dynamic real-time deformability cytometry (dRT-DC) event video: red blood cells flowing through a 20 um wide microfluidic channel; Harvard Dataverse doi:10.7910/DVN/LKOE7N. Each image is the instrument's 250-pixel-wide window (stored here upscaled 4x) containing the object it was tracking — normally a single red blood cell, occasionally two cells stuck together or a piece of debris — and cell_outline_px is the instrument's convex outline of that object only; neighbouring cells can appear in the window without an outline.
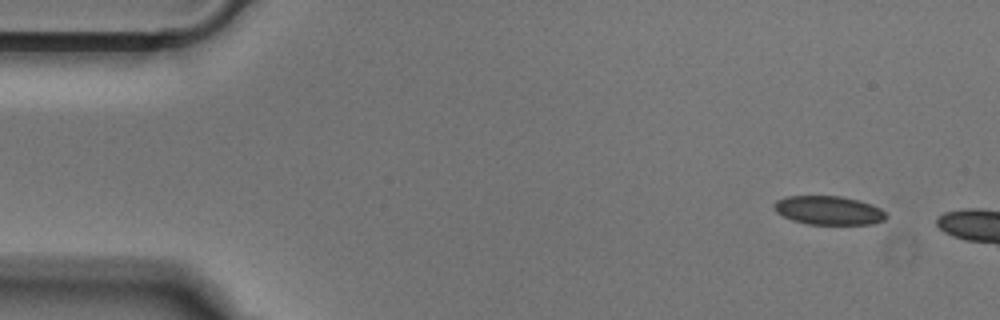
{"species": "Egyptian fruit bat (a non-hibernating species)", "species_latin": "Rousettus aegyptiacus", "temperature_condition": "cold", "stored_images_in_passage": 9, "camera_frame_rate_fps": 3000, "um_per_image_px": 0.085, "animal": {"sex": "male"}, "frame": {"image": 1, "passage_image": 1, "time_ms": 0.0, "image_size_px": [1000, 320], "cell_outline_px": [[888, 216], [884, 220], [872, 224], [808, 224], [792, 220], [776, 212], [772, 208], [772, 204], [776, 200], [784, 196], [840, 196], [860, 200], [872, 204], [888, 212]], "centroid_in_image_um": [70.44, 17.87], "position_along_channel_um": 14.6, "area_um2": 19.07}}